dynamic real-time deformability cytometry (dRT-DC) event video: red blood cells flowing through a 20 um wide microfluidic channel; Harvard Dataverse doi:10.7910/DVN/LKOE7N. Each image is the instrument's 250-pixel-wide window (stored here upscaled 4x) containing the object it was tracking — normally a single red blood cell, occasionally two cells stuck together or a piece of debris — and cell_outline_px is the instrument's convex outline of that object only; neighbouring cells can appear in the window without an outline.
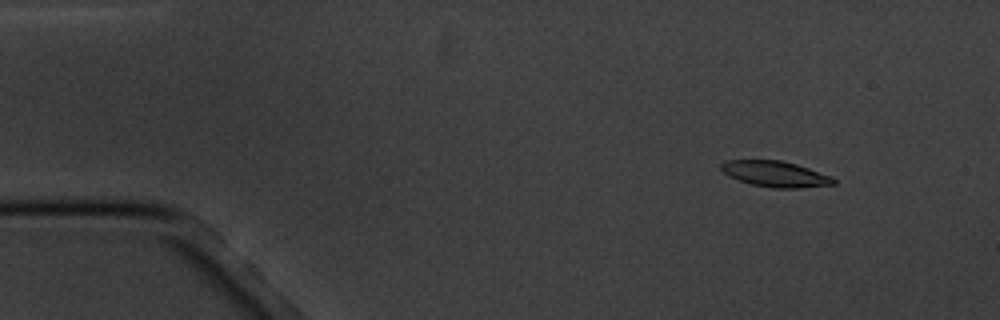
{"species": "common noctule bat (a hibernating species)", "species_latin": "Nyctalus noctula", "temperature_condition": "cold", "stored_images_in_passage": 6, "camera_frame_rate_fps": 3000, "um_per_image_px": 0.085, "animal": {"sex": "male", "body_mass_g": 20.1, "forearm_length_mm": 53.5}, "frame": {"image": 1, "passage_image": 2, "time_ms": 1.333, "image_size_px": [1000, 320], "cell_outline_px": [[836, 184], [800, 188], [772, 188], [752, 184], [728, 176], [720, 168], [720, 164], [728, 160], [780, 160], [796, 164], [832, 176], [836, 180]], "centroid_in_image_um": [65.92, 14.79], "position_along_channel_um": 19.1, "area_um2": 16.88}}
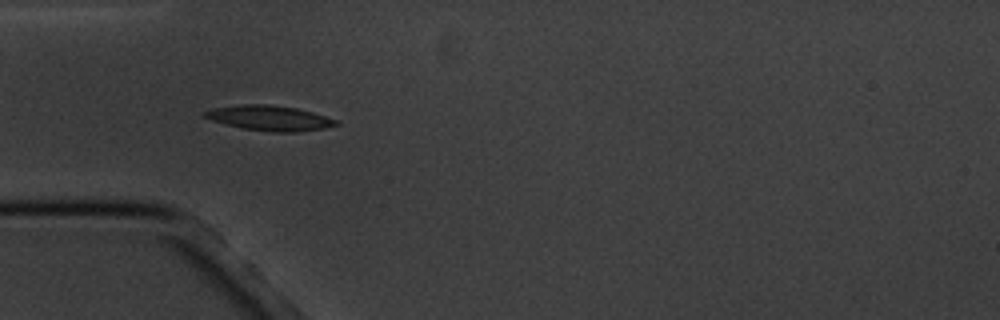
{"frame": {"image": 2, "passage_image": 5, "time_ms": 5.0, "image_size_px": [1000, 320], "cell_outline_px": [[340, 124], [324, 128], [296, 132], [272, 132], [240, 128], [212, 120], [200, 116], [200, 112], [212, 108], [240, 104], [268, 104], [296, 108], [312, 112], [340, 120]], "centroid_in_image_um": [22.88, 10.03], "position_along_channel_um": 62.1, "area_um2": 19.48}}
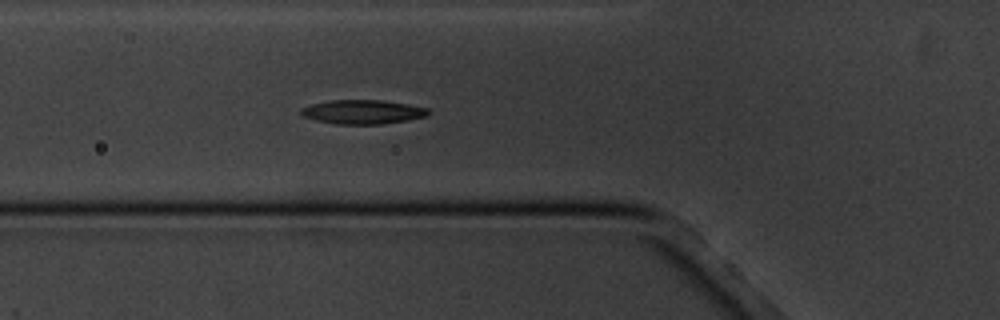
{"frame": {"image": 3, "passage_image": 6, "time_ms": 6.0, "image_size_px": [1000, 320], "cell_outline_px": [[432, 112], [424, 116], [408, 120], [380, 124], [336, 124], [316, 120], [304, 116], [300, 112], [300, 108], [312, 104], [332, 100], [380, 100], [408, 104], [428, 108]], "centroid_in_image_um": [30.84, 9.51], "position_along_channel_um": 95.0, "area_um2": 17.74}}